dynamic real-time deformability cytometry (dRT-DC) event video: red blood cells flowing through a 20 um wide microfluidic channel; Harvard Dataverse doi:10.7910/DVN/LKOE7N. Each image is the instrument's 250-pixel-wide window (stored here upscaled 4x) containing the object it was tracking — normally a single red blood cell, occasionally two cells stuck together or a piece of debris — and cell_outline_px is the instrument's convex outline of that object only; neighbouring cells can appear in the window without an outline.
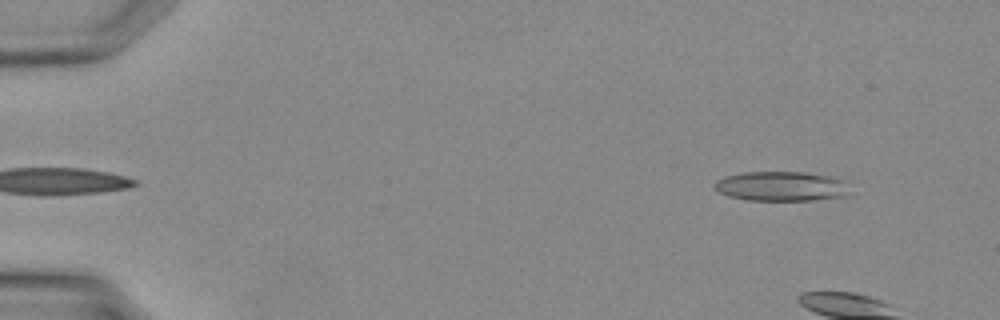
{"species": "Egyptian fruit bat (a non-hibernating species)", "species_latin": "Rousettus aegyptiacus", "temperature_condition": "warm", "stored_images_in_passage": 4, "camera_frame_rate_fps": 3000, "um_per_image_px": 0.085, "animal": {"sex": "female"}, "frame": {"image": 1, "passage_image": 1, "time_ms": 0.0, "image_size_px": [1000, 320], "cell_outline_px": [[848, 196], [812, 200], [748, 200], [728, 196], [720, 192], [716, 188], [716, 180], [724, 176], [744, 172], [804, 172], [832, 176], [848, 180]], "centroid_in_image_um": [66.48, 15.82], "position_along_channel_um": 18.5, "area_um2": 23.52}}